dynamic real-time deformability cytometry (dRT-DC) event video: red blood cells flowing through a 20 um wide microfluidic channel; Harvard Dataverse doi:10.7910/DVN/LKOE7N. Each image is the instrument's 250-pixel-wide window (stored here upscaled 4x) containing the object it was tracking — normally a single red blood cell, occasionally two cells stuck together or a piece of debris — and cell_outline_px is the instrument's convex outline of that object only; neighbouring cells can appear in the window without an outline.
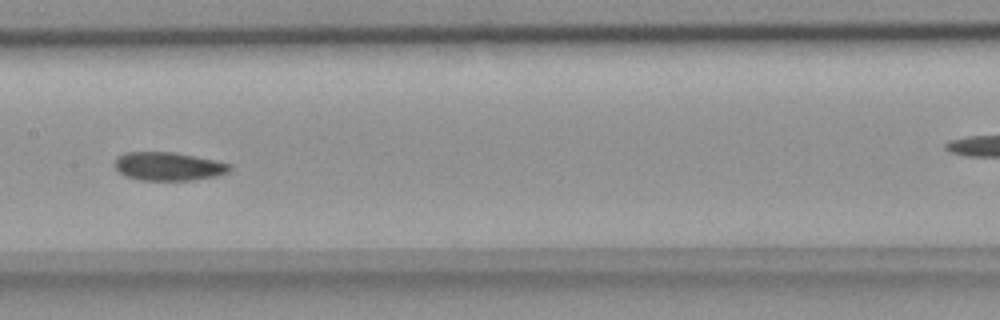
{"species": "common noctule bat (a hibernating species)", "species_latin": "Nyctalus noctula", "temperature_condition": "room temperature", "stored_images_in_passage": 6, "camera_frame_rate_fps": 3000, "um_per_image_px": 0.085, "animal": {"sex": "female", "body_mass_g": 18.4}, "frame": {"image": 1, "passage_image": 5, "time_ms": 1.333, "image_size_px": [1000, 320], "cell_outline_px": [[232, 168], [228, 172], [216, 176], [192, 180], [140, 180], [124, 176], [112, 164], [124, 152], [172, 152], [232, 164]], "centroid_in_image_um": [14.29, 14.15], "position_along_channel_um": 193.1, "area_um2": 18.9}}